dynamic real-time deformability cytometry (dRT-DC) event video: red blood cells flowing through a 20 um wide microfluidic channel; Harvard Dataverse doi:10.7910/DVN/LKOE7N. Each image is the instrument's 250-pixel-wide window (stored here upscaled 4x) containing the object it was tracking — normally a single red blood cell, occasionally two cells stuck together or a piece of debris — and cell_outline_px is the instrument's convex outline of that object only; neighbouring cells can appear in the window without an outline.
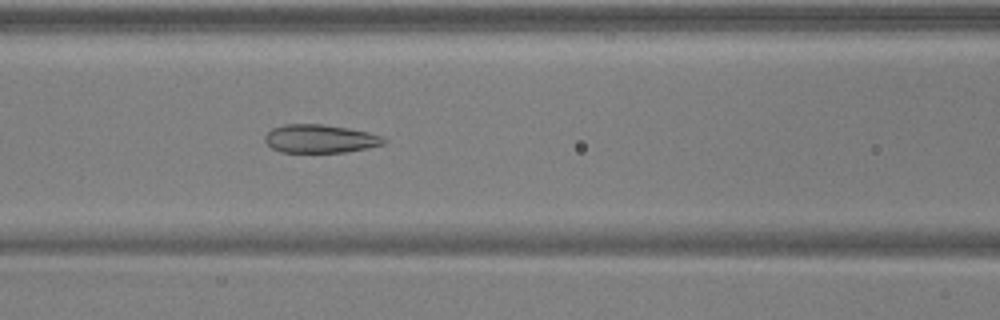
{"species": "common noctule bat (a hibernating species)", "species_latin": "Nyctalus noctula", "temperature_condition": "warm", "stored_images_in_passage": 52, "camera_frame_rate_fps": 3000, "um_per_image_px": 0.085, "animal": {"sex": "male", "body_mass_g": 17.9, "forearm_length_mm": 54.2}, "frame": {"image": 1, "passage_image": 23, "time_ms": 7.333, "image_size_px": [1000, 320], "cell_outline_px": [[388, 140], [384, 144], [368, 148], [344, 152], [280, 152], [272, 148], [264, 140], [264, 136], [272, 128], [284, 124], [324, 124], [348, 128], [368, 132], [380, 136]], "centroid_in_image_um": [27.2, 11.79], "position_along_channel_um": 139.4, "area_um2": 19.65}}
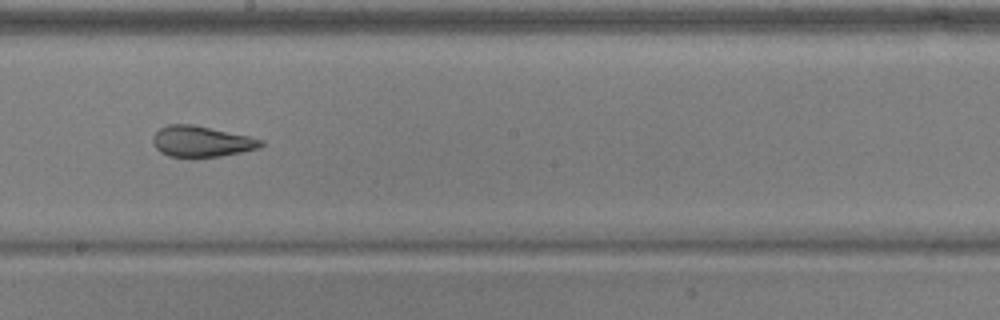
{"frame": {"image": 2, "passage_image": 30, "time_ms": 9.667, "image_size_px": [1000, 320], "cell_outline_px": [[264, 144], [260, 148], [220, 156], [192, 160], [168, 156], [160, 152], [156, 148], [152, 140], [152, 136], [160, 128], [168, 124], [192, 124], [248, 136], [264, 140]], "centroid_in_image_um": [17.09, 12.06], "position_along_channel_um": 231.1, "area_um2": 19.94}}
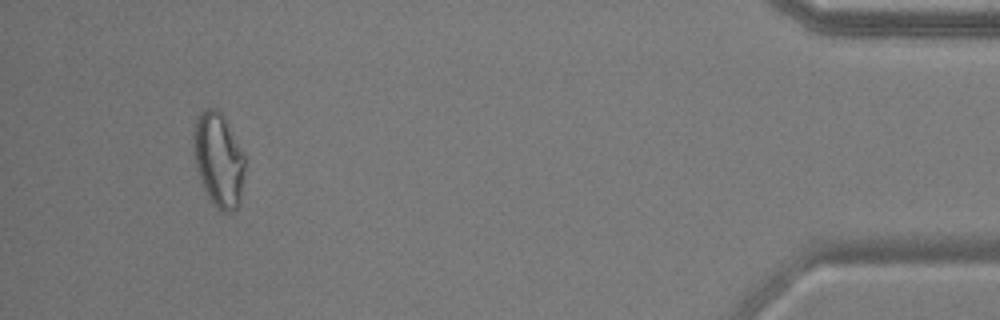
{"frame": {"image": 3, "passage_image": 49, "time_ms": 16.0, "image_size_px": [1000, 320], "cell_outline_px": [[244, 172], [240, 204], [232, 212], [220, 212], [212, 204], [200, 180], [196, 168], [192, 136], [196, 116], [200, 108], [216, 108], [224, 116], [244, 152]], "centroid_in_image_um": [18.56, 13.55], "position_along_channel_um": 416.6, "area_um2": 28.73}, "authors_computed_cell_mechanics": {"area_um2": 23.3801, "velocity_mm_per_s": 3.9414, "shape_relaxation_time_tau1_ms": 7.7115, "shape_relaxation_time_tau2_ms": 1.2814, "deformation_change_tau1": 0.1927, "deformation_change_tau2": 0.0701}}